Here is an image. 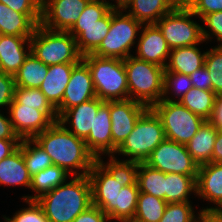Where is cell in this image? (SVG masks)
<instances>
[{
  "mask_svg": "<svg viewBox=\"0 0 222 222\" xmlns=\"http://www.w3.org/2000/svg\"><path fill=\"white\" fill-rule=\"evenodd\" d=\"M204 66L209 71L212 82V91L222 95V46L207 49Z\"/></svg>",
  "mask_w": 222,
  "mask_h": 222,
  "instance_id": "38",
  "label": "cell"
},
{
  "mask_svg": "<svg viewBox=\"0 0 222 222\" xmlns=\"http://www.w3.org/2000/svg\"><path fill=\"white\" fill-rule=\"evenodd\" d=\"M20 139H0V162L19 146Z\"/></svg>",
  "mask_w": 222,
  "mask_h": 222,
  "instance_id": "49",
  "label": "cell"
},
{
  "mask_svg": "<svg viewBox=\"0 0 222 222\" xmlns=\"http://www.w3.org/2000/svg\"><path fill=\"white\" fill-rule=\"evenodd\" d=\"M77 63H61L49 66L47 75L39 89L56 109L62 102L65 88Z\"/></svg>",
  "mask_w": 222,
  "mask_h": 222,
  "instance_id": "23",
  "label": "cell"
},
{
  "mask_svg": "<svg viewBox=\"0 0 222 222\" xmlns=\"http://www.w3.org/2000/svg\"><path fill=\"white\" fill-rule=\"evenodd\" d=\"M105 101L95 97L79 105L67 109L58 119L72 134L85 140L93 130L94 118L99 107Z\"/></svg>",
  "mask_w": 222,
  "mask_h": 222,
  "instance_id": "20",
  "label": "cell"
},
{
  "mask_svg": "<svg viewBox=\"0 0 222 222\" xmlns=\"http://www.w3.org/2000/svg\"><path fill=\"white\" fill-rule=\"evenodd\" d=\"M147 109L145 105L131 99L109 101L112 122V156L133 131L139 117Z\"/></svg>",
  "mask_w": 222,
  "mask_h": 222,
  "instance_id": "15",
  "label": "cell"
},
{
  "mask_svg": "<svg viewBox=\"0 0 222 222\" xmlns=\"http://www.w3.org/2000/svg\"><path fill=\"white\" fill-rule=\"evenodd\" d=\"M70 178L36 200L49 222H72L92 205L88 175Z\"/></svg>",
  "mask_w": 222,
  "mask_h": 222,
  "instance_id": "2",
  "label": "cell"
},
{
  "mask_svg": "<svg viewBox=\"0 0 222 222\" xmlns=\"http://www.w3.org/2000/svg\"><path fill=\"white\" fill-rule=\"evenodd\" d=\"M48 70L49 66L30 52L18 72L14 75L15 86L39 88Z\"/></svg>",
  "mask_w": 222,
  "mask_h": 222,
  "instance_id": "31",
  "label": "cell"
},
{
  "mask_svg": "<svg viewBox=\"0 0 222 222\" xmlns=\"http://www.w3.org/2000/svg\"><path fill=\"white\" fill-rule=\"evenodd\" d=\"M97 97L88 65L81 59L72 70L61 104L56 108L60 117L67 109Z\"/></svg>",
  "mask_w": 222,
  "mask_h": 222,
  "instance_id": "16",
  "label": "cell"
},
{
  "mask_svg": "<svg viewBox=\"0 0 222 222\" xmlns=\"http://www.w3.org/2000/svg\"><path fill=\"white\" fill-rule=\"evenodd\" d=\"M90 0H42L40 25L55 31H69Z\"/></svg>",
  "mask_w": 222,
  "mask_h": 222,
  "instance_id": "14",
  "label": "cell"
},
{
  "mask_svg": "<svg viewBox=\"0 0 222 222\" xmlns=\"http://www.w3.org/2000/svg\"><path fill=\"white\" fill-rule=\"evenodd\" d=\"M6 113L20 140L33 139L59 119L57 111H39V106L22 104H10Z\"/></svg>",
  "mask_w": 222,
  "mask_h": 222,
  "instance_id": "13",
  "label": "cell"
},
{
  "mask_svg": "<svg viewBox=\"0 0 222 222\" xmlns=\"http://www.w3.org/2000/svg\"><path fill=\"white\" fill-rule=\"evenodd\" d=\"M200 44L172 49L165 71L191 75L204 66L206 51H201ZM199 47V48H198Z\"/></svg>",
  "mask_w": 222,
  "mask_h": 222,
  "instance_id": "24",
  "label": "cell"
},
{
  "mask_svg": "<svg viewBox=\"0 0 222 222\" xmlns=\"http://www.w3.org/2000/svg\"><path fill=\"white\" fill-rule=\"evenodd\" d=\"M194 17L197 18L187 6L177 5L156 22L171 50L205 43L202 25Z\"/></svg>",
  "mask_w": 222,
  "mask_h": 222,
  "instance_id": "10",
  "label": "cell"
},
{
  "mask_svg": "<svg viewBox=\"0 0 222 222\" xmlns=\"http://www.w3.org/2000/svg\"><path fill=\"white\" fill-rule=\"evenodd\" d=\"M19 13H41L42 0H0Z\"/></svg>",
  "mask_w": 222,
  "mask_h": 222,
  "instance_id": "44",
  "label": "cell"
},
{
  "mask_svg": "<svg viewBox=\"0 0 222 222\" xmlns=\"http://www.w3.org/2000/svg\"><path fill=\"white\" fill-rule=\"evenodd\" d=\"M11 104L39 106V111H56L39 88L15 86L14 99Z\"/></svg>",
  "mask_w": 222,
  "mask_h": 222,
  "instance_id": "37",
  "label": "cell"
},
{
  "mask_svg": "<svg viewBox=\"0 0 222 222\" xmlns=\"http://www.w3.org/2000/svg\"><path fill=\"white\" fill-rule=\"evenodd\" d=\"M72 222H110L108 216L97 206L91 205Z\"/></svg>",
  "mask_w": 222,
  "mask_h": 222,
  "instance_id": "45",
  "label": "cell"
},
{
  "mask_svg": "<svg viewBox=\"0 0 222 222\" xmlns=\"http://www.w3.org/2000/svg\"><path fill=\"white\" fill-rule=\"evenodd\" d=\"M192 87L190 75L165 71L162 100L179 101Z\"/></svg>",
  "mask_w": 222,
  "mask_h": 222,
  "instance_id": "36",
  "label": "cell"
},
{
  "mask_svg": "<svg viewBox=\"0 0 222 222\" xmlns=\"http://www.w3.org/2000/svg\"><path fill=\"white\" fill-rule=\"evenodd\" d=\"M129 99L152 108L164 92L165 68L130 55L124 60Z\"/></svg>",
  "mask_w": 222,
  "mask_h": 222,
  "instance_id": "5",
  "label": "cell"
},
{
  "mask_svg": "<svg viewBox=\"0 0 222 222\" xmlns=\"http://www.w3.org/2000/svg\"><path fill=\"white\" fill-rule=\"evenodd\" d=\"M196 196L214 205L200 208L202 213L222 212V163L209 162L199 167Z\"/></svg>",
  "mask_w": 222,
  "mask_h": 222,
  "instance_id": "17",
  "label": "cell"
},
{
  "mask_svg": "<svg viewBox=\"0 0 222 222\" xmlns=\"http://www.w3.org/2000/svg\"><path fill=\"white\" fill-rule=\"evenodd\" d=\"M135 49V57L138 59L164 68L171 52L156 24L142 25Z\"/></svg>",
  "mask_w": 222,
  "mask_h": 222,
  "instance_id": "18",
  "label": "cell"
},
{
  "mask_svg": "<svg viewBox=\"0 0 222 222\" xmlns=\"http://www.w3.org/2000/svg\"><path fill=\"white\" fill-rule=\"evenodd\" d=\"M139 189L136 180L116 196V222H131L136 212Z\"/></svg>",
  "mask_w": 222,
  "mask_h": 222,
  "instance_id": "35",
  "label": "cell"
},
{
  "mask_svg": "<svg viewBox=\"0 0 222 222\" xmlns=\"http://www.w3.org/2000/svg\"><path fill=\"white\" fill-rule=\"evenodd\" d=\"M187 7L200 19L213 12L222 11V0H192Z\"/></svg>",
  "mask_w": 222,
  "mask_h": 222,
  "instance_id": "43",
  "label": "cell"
},
{
  "mask_svg": "<svg viewBox=\"0 0 222 222\" xmlns=\"http://www.w3.org/2000/svg\"><path fill=\"white\" fill-rule=\"evenodd\" d=\"M108 2V4L111 6L112 9H125L127 5L132 1V0H111L114 1L115 3L110 2V0H105Z\"/></svg>",
  "mask_w": 222,
  "mask_h": 222,
  "instance_id": "52",
  "label": "cell"
},
{
  "mask_svg": "<svg viewBox=\"0 0 222 222\" xmlns=\"http://www.w3.org/2000/svg\"><path fill=\"white\" fill-rule=\"evenodd\" d=\"M192 202L167 203L164 214L159 222H195L202 214H196Z\"/></svg>",
  "mask_w": 222,
  "mask_h": 222,
  "instance_id": "39",
  "label": "cell"
},
{
  "mask_svg": "<svg viewBox=\"0 0 222 222\" xmlns=\"http://www.w3.org/2000/svg\"><path fill=\"white\" fill-rule=\"evenodd\" d=\"M197 176L166 173L165 201L167 203L191 202V195L196 196Z\"/></svg>",
  "mask_w": 222,
  "mask_h": 222,
  "instance_id": "29",
  "label": "cell"
},
{
  "mask_svg": "<svg viewBox=\"0 0 222 222\" xmlns=\"http://www.w3.org/2000/svg\"><path fill=\"white\" fill-rule=\"evenodd\" d=\"M167 202L154 195L139 192L137 208L131 222H159Z\"/></svg>",
  "mask_w": 222,
  "mask_h": 222,
  "instance_id": "34",
  "label": "cell"
},
{
  "mask_svg": "<svg viewBox=\"0 0 222 222\" xmlns=\"http://www.w3.org/2000/svg\"><path fill=\"white\" fill-rule=\"evenodd\" d=\"M0 139H19L15 134L9 115H4V112L0 110Z\"/></svg>",
  "mask_w": 222,
  "mask_h": 222,
  "instance_id": "47",
  "label": "cell"
},
{
  "mask_svg": "<svg viewBox=\"0 0 222 222\" xmlns=\"http://www.w3.org/2000/svg\"><path fill=\"white\" fill-rule=\"evenodd\" d=\"M133 167L136 171L139 191L165 200L166 173L152 168L144 162L133 164Z\"/></svg>",
  "mask_w": 222,
  "mask_h": 222,
  "instance_id": "30",
  "label": "cell"
},
{
  "mask_svg": "<svg viewBox=\"0 0 222 222\" xmlns=\"http://www.w3.org/2000/svg\"><path fill=\"white\" fill-rule=\"evenodd\" d=\"M164 173L197 176L198 165L187 151L186 145L164 139L144 162Z\"/></svg>",
  "mask_w": 222,
  "mask_h": 222,
  "instance_id": "12",
  "label": "cell"
},
{
  "mask_svg": "<svg viewBox=\"0 0 222 222\" xmlns=\"http://www.w3.org/2000/svg\"><path fill=\"white\" fill-rule=\"evenodd\" d=\"M141 27L142 24L124 9H112L109 32L92 54L103 58L125 60L133 55L132 47H136Z\"/></svg>",
  "mask_w": 222,
  "mask_h": 222,
  "instance_id": "9",
  "label": "cell"
},
{
  "mask_svg": "<svg viewBox=\"0 0 222 222\" xmlns=\"http://www.w3.org/2000/svg\"><path fill=\"white\" fill-rule=\"evenodd\" d=\"M88 177L92 189V205L99 207L110 222H116V196L122 187L131 185L136 180L133 164L97 159Z\"/></svg>",
  "mask_w": 222,
  "mask_h": 222,
  "instance_id": "3",
  "label": "cell"
},
{
  "mask_svg": "<svg viewBox=\"0 0 222 222\" xmlns=\"http://www.w3.org/2000/svg\"><path fill=\"white\" fill-rule=\"evenodd\" d=\"M176 5H185L187 6L191 0H173Z\"/></svg>",
  "mask_w": 222,
  "mask_h": 222,
  "instance_id": "53",
  "label": "cell"
},
{
  "mask_svg": "<svg viewBox=\"0 0 222 222\" xmlns=\"http://www.w3.org/2000/svg\"><path fill=\"white\" fill-rule=\"evenodd\" d=\"M217 131L208 120H205L198 132L186 144L187 151L198 167L211 161Z\"/></svg>",
  "mask_w": 222,
  "mask_h": 222,
  "instance_id": "27",
  "label": "cell"
},
{
  "mask_svg": "<svg viewBox=\"0 0 222 222\" xmlns=\"http://www.w3.org/2000/svg\"><path fill=\"white\" fill-rule=\"evenodd\" d=\"M204 222H222V212L204 213Z\"/></svg>",
  "mask_w": 222,
  "mask_h": 222,
  "instance_id": "51",
  "label": "cell"
},
{
  "mask_svg": "<svg viewBox=\"0 0 222 222\" xmlns=\"http://www.w3.org/2000/svg\"><path fill=\"white\" fill-rule=\"evenodd\" d=\"M82 60L88 65L96 96L103 101L129 99L124 60L87 54Z\"/></svg>",
  "mask_w": 222,
  "mask_h": 222,
  "instance_id": "7",
  "label": "cell"
},
{
  "mask_svg": "<svg viewBox=\"0 0 222 222\" xmlns=\"http://www.w3.org/2000/svg\"><path fill=\"white\" fill-rule=\"evenodd\" d=\"M201 21L204 25H202V36L203 40L206 43L207 41H211L214 39L217 40V46H222V11H217L205 15ZM206 25V26H205ZM208 29H206L205 27Z\"/></svg>",
  "mask_w": 222,
  "mask_h": 222,
  "instance_id": "41",
  "label": "cell"
},
{
  "mask_svg": "<svg viewBox=\"0 0 222 222\" xmlns=\"http://www.w3.org/2000/svg\"><path fill=\"white\" fill-rule=\"evenodd\" d=\"M152 109L162 121L166 139L185 145L205 121L178 101L161 100Z\"/></svg>",
  "mask_w": 222,
  "mask_h": 222,
  "instance_id": "11",
  "label": "cell"
},
{
  "mask_svg": "<svg viewBox=\"0 0 222 222\" xmlns=\"http://www.w3.org/2000/svg\"><path fill=\"white\" fill-rule=\"evenodd\" d=\"M33 139L51 157L53 165L61 167L72 176L88 175L97 160L88 150L85 141L58 121Z\"/></svg>",
  "mask_w": 222,
  "mask_h": 222,
  "instance_id": "1",
  "label": "cell"
},
{
  "mask_svg": "<svg viewBox=\"0 0 222 222\" xmlns=\"http://www.w3.org/2000/svg\"><path fill=\"white\" fill-rule=\"evenodd\" d=\"M195 222H204V213Z\"/></svg>",
  "mask_w": 222,
  "mask_h": 222,
  "instance_id": "54",
  "label": "cell"
},
{
  "mask_svg": "<svg viewBox=\"0 0 222 222\" xmlns=\"http://www.w3.org/2000/svg\"><path fill=\"white\" fill-rule=\"evenodd\" d=\"M31 52L44 64L78 63L82 59L76 39L68 31L38 25L30 38Z\"/></svg>",
  "mask_w": 222,
  "mask_h": 222,
  "instance_id": "8",
  "label": "cell"
},
{
  "mask_svg": "<svg viewBox=\"0 0 222 222\" xmlns=\"http://www.w3.org/2000/svg\"><path fill=\"white\" fill-rule=\"evenodd\" d=\"M31 177L19 147L0 162V186H22L30 189Z\"/></svg>",
  "mask_w": 222,
  "mask_h": 222,
  "instance_id": "25",
  "label": "cell"
},
{
  "mask_svg": "<svg viewBox=\"0 0 222 222\" xmlns=\"http://www.w3.org/2000/svg\"><path fill=\"white\" fill-rule=\"evenodd\" d=\"M25 204L24 207L16 211L11 217L3 215L4 222H49L46 215L44 214L41 206L36 200H22Z\"/></svg>",
  "mask_w": 222,
  "mask_h": 222,
  "instance_id": "40",
  "label": "cell"
},
{
  "mask_svg": "<svg viewBox=\"0 0 222 222\" xmlns=\"http://www.w3.org/2000/svg\"><path fill=\"white\" fill-rule=\"evenodd\" d=\"M18 147L31 176L53 165L51 157L34 139H22Z\"/></svg>",
  "mask_w": 222,
  "mask_h": 222,
  "instance_id": "33",
  "label": "cell"
},
{
  "mask_svg": "<svg viewBox=\"0 0 222 222\" xmlns=\"http://www.w3.org/2000/svg\"><path fill=\"white\" fill-rule=\"evenodd\" d=\"M109 101H105L98 109L93 122V130L84 140L88 150L96 159L112 157V131ZM103 155L104 158H103Z\"/></svg>",
  "mask_w": 222,
  "mask_h": 222,
  "instance_id": "19",
  "label": "cell"
},
{
  "mask_svg": "<svg viewBox=\"0 0 222 222\" xmlns=\"http://www.w3.org/2000/svg\"><path fill=\"white\" fill-rule=\"evenodd\" d=\"M14 92H15V81L14 76L5 74L4 72L0 71V110L6 109L12 103L14 99Z\"/></svg>",
  "mask_w": 222,
  "mask_h": 222,
  "instance_id": "42",
  "label": "cell"
},
{
  "mask_svg": "<svg viewBox=\"0 0 222 222\" xmlns=\"http://www.w3.org/2000/svg\"><path fill=\"white\" fill-rule=\"evenodd\" d=\"M216 97L217 95L212 90L192 87L178 102L204 120H209Z\"/></svg>",
  "mask_w": 222,
  "mask_h": 222,
  "instance_id": "32",
  "label": "cell"
},
{
  "mask_svg": "<svg viewBox=\"0 0 222 222\" xmlns=\"http://www.w3.org/2000/svg\"><path fill=\"white\" fill-rule=\"evenodd\" d=\"M190 79L193 87L201 90H212V82L210 79L209 71L205 66H202L198 70L194 71L190 75Z\"/></svg>",
  "mask_w": 222,
  "mask_h": 222,
  "instance_id": "46",
  "label": "cell"
},
{
  "mask_svg": "<svg viewBox=\"0 0 222 222\" xmlns=\"http://www.w3.org/2000/svg\"><path fill=\"white\" fill-rule=\"evenodd\" d=\"M112 8L105 0H90L74 26L68 31L79 53L92 54L109 32Z\"/></svg>",
  "mask_w": 222,
  "mask_h": 222,
  "instance_id": "6",
  "label": "cell"
},
{
  "mask_svg": "<svg viewBox=\"0 0 222 222\" xmlns=\"http://www.w3.org/2000/svg\"><path fill=\"white\" fill-rule=\"evenodd\" d=\"M177 5L173 0H132L124 9L142 25L156 22Z\"/></svg>",
  "mask_w": 222,
  "mask_h": 222,
  "instance_id": "26",
  "label": "cell"
},
{
  "mask_svg": "<svg viewBox=\"0 0 222 222\" xmlns=\"http://www.w3.org/2000/svg\"><path fill=\"white\" fill-rule=\"evenodd\" d=\"M31 37L0 34V71L14 76L31 52Z\"/></svg>",
  "mask_w": 222,
  "mask_h": 222,
  "instance_id": "21",
  "label": "cell"
},
{
  "mask_svg": "<svg viewBox=\"0 0 222 222\" xmlns=\"http://www.w3.org/2000/svg\"><path fill=\"white\" fill-rule=\"evenodd\" d=\"M69 177H71V175L61 167L56 165L47 167L31 177L30 190H32L31 192H34L36 195L28 194L22 196L21 200H37L43 194L50 192L66 180L70 179Z\"/></svg>",
  "mask_w": 222,
  "mask_h": 222,
  "instance_id": "28",
  "label": "cell"
},
{
  "mask_svg": "<svg viewBox=\"0 0 222 222\" xmlns=\"http://www.w3.org/2000/svg\"><path fill=\"white\" fill-rule=\"evenodd\" d=\"M165 138V132L160 117L152 108H148L139 117L133 131L117 148L110 159L122 164L145 162L152 151ZM117 154L118 156H125L127 159H119L118 156H116Z\"/></svg>",
  "mask_w": 222,
  "mask_h": 222,
  "instance_id": "4",
  "label": "cell"
},
{
  "mask_svg": "<svg viewBox=\"0 0 222 222\" xmlns=\"http://www.w3.org/2000/svg\"><path fill=\"white\" fill-rule=\"evenodd\" d=\"M210 162L222 163V130L217 131V137L215 140L212 159Z\"/></svg>",
  "mask_w": 222,
  "mask_h": 222,
  "instance_id": "50",
  "label": "cell"
},
{
  "mask_svg": "<svg viewBox=\"0 0 222 222\" xmlns=\"http://www.w3.org/2000/svg\"><path fill=\"white\" fill-rule=\"evenodd\" d=\"M41 13H19L0 2V34L32 37L40 24Z\"/></svg>",
  "mask_w": 222,
  "mask_h": 222,
  "instance_id": "22",
  "label": "cell"
},
{
  "mask_svg": "<svg viewBox=\"0 0 222 222\" xmlns=\"http://www.w3.org/2000/svg\"><path fill=\"white\" fill-rule=\"evenodd\" d=\"M208 121L217 130H222V95L216 97L213 112Z\"/></svg>",
  "mask_w": 222,
  "mask_h": 222,
  "instance_id": "48",
  "label": "cell"
}]
</instances>
